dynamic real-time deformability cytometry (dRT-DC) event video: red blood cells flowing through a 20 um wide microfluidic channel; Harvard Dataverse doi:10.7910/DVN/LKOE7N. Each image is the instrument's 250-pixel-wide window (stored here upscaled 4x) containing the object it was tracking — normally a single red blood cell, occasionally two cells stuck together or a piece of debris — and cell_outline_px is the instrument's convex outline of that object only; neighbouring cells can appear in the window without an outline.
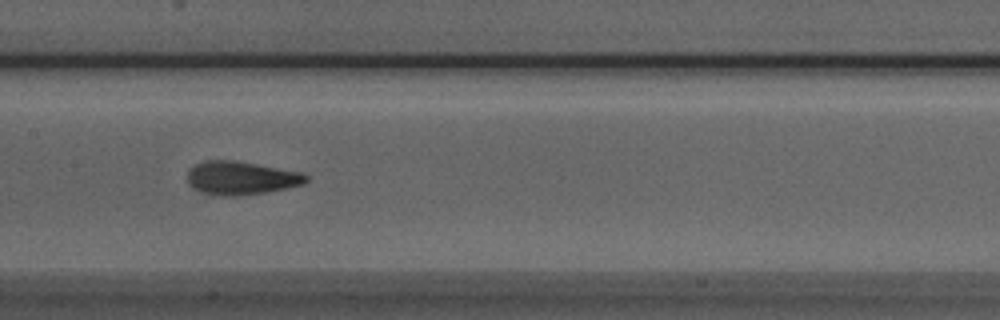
{"species": "Egyptian fruit bat (a non-hibernating species)", "species_latin": "Rousettus aegyptiacus", "temperature_condition": "room temperature", "stored_images_in_passage": 24, "camera_frame_rate_fps": 3000, "um_per_image_px": 0.085, "animal": {"sex": "male"}, "frame": {"image": 1, "passage_image": 14, "time_ms": 4.333, "image_size_px": [1000, 320], "cell_outline_px": [[308, 180], [304, 184], [264, 192], [236, 196], [216, 196], [192, 188], [188, 184], [188, 168], [204, 160], [236, 160], [304, 172], [308, 176]], "centroid_in_image_um": [20.48, 15.11], "position_along_channel_um": 186.9, "area_um2": 23.29}}
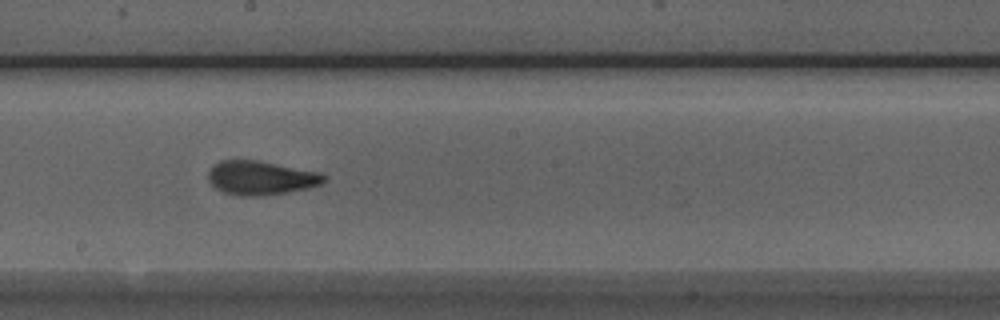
{"frame": {"image": 2, "passage_image": 17, "time_ms": 5.333, "image_size_px": [1000, 320], "cell_outline_px": [[324, 180], [320, 184], [308, 188], [288, 192], [260, 196], [240, 196], [224, 192], [216, 188], [208, 180], [208, 172], [212, 164], [220, 160], [256, 160], [320, 172], [324, 176]], "centroid_in_image_um": [22.12, 15.11], "position_along_channel_um": 226.1, "area_um2": 22.83}}